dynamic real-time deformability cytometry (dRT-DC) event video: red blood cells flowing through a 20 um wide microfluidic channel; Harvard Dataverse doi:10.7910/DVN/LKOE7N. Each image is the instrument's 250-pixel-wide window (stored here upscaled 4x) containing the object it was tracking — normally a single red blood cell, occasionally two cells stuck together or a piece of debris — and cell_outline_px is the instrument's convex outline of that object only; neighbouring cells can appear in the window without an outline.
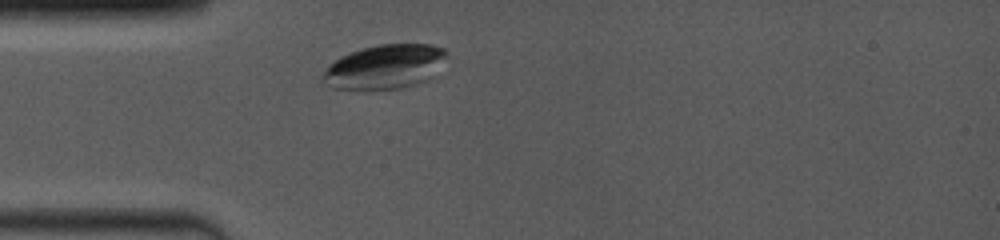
{"species": "common noctule bat (a hibernating species)", "species_latin": "Nyctalus noctula", "temperature_condition": "room temperature", "stored_images_in_passage": 5, "camera_frame_rate_fps": 4000, "um_per_image_px": 0.085, "animal": {"sex": "female", "body_mass_g": 19.0, "forearm_length_mm": 53.3}, "frame": {"image": 1, "passage_image": 2, "time_ms": 0.5, "image_size_px": [1000, 240], "cell_outline_px": [[444, 56], [432, 76], [424, 80], [400, 88], [364, 92], [332, 88], [320, 76], [328, 64], [340, 56], [360, 48], [380, 44], [432, 44], [444, 48]], "centroid_in_image_um": [32.58, 5.7], "position_along_channel_um": 52.4, "area_um2": 32.19}}